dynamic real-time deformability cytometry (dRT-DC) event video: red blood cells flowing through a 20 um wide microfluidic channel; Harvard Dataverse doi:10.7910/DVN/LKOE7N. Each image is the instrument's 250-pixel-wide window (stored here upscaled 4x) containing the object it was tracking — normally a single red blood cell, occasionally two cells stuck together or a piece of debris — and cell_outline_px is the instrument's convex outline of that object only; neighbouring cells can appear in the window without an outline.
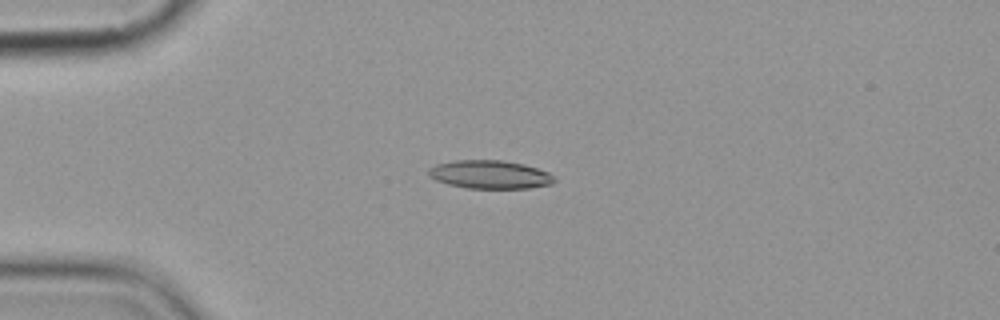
{"species": "common noctule bat (a hibernating species)", "species_latin": "Nyctalus noctula", "temperature_condition": "cold", "stored_images_in_passage": 5, "camera_frame_rate_fps": 3000, "um_per_image_px": 0.085, "animal": {"sex": "female", "body_mass_g": 19.9}, "frame": {"image": 1, "passage_image": 4, "time_ms": 4.333, "image_size_px": [1000, 320], "cell_outline_px": [[556, 180], [552, 184], [528, 188], [468, 188], [448, 184], [436, 180], [428, 176], [428, 168], [436, 164], [456, 160], [504, 160], [524, 164], [548, 172]], "centroid_in_image_um": [41.62, 14.83], "position_along_channel_um": 43.4, "area_um2": 20.75}}